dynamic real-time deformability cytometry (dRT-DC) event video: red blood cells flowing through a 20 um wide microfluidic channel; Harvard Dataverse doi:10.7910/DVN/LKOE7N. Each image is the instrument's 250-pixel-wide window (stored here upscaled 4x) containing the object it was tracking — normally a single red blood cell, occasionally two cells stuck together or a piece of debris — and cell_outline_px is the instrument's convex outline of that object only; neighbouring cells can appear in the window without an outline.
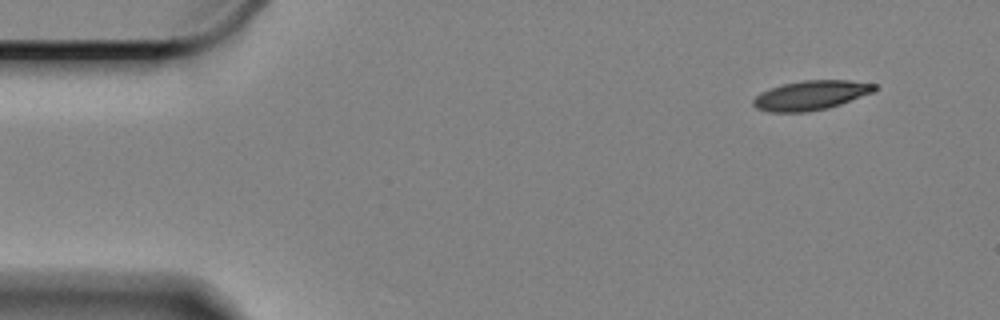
{"species": "Egyptian fruit bat (a non-hibernating species)", "species_latin": "Rousettus aegyptiacus", "temperature_condition": "cold", "stored_images_in_passage": 56, "camera_frame_rate_fps": 3000, "um_per_image_px": 0.085, "animal": {"sex": "female"}, "frame": {"image": 1, "passage_image": 1, "time_ms": 0.0, "image_size_px": [1000, 320], "cell_outline_px": [[876, 92], [828, 108], [804, 112], [768, 112], [756, 108], [752, 104], [752, 100], [760, 92], [784, 84], [804, 80], [848, 80], [876, 84]], "centroid_in_image_um": [68.94, 8.1], "position_along_channel_um": 16.1, "area_um2": 20.81}}
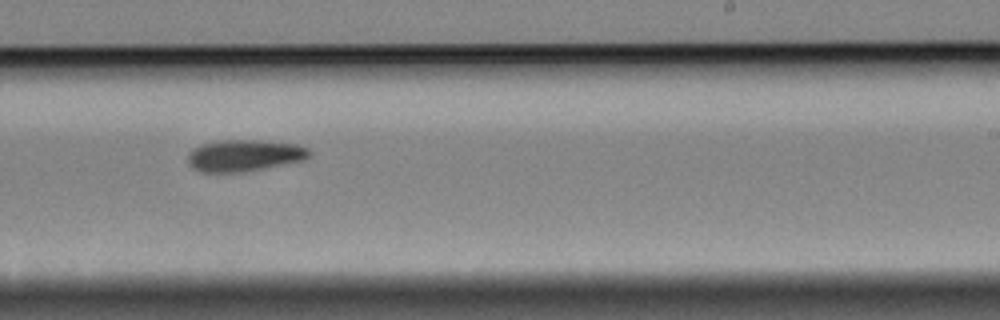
{"frame": {"image": 2, "passage_image": 32, "time_ms": 10.333, "image_size_px": [1000, 320], "cell_outline_px": [[312, 156], [304, 160], [244, 172], [200, 172], [192, 168], [188, 164], [188, 152], [192, 148], [200, 144], [216, 140], [256, 140], [296, 144], [308, 148], [312, 152]], "centroid_in_image_um": [20.74, 13.21], "position_along_channel_um": 268.3, "area_um2": 22.72}}
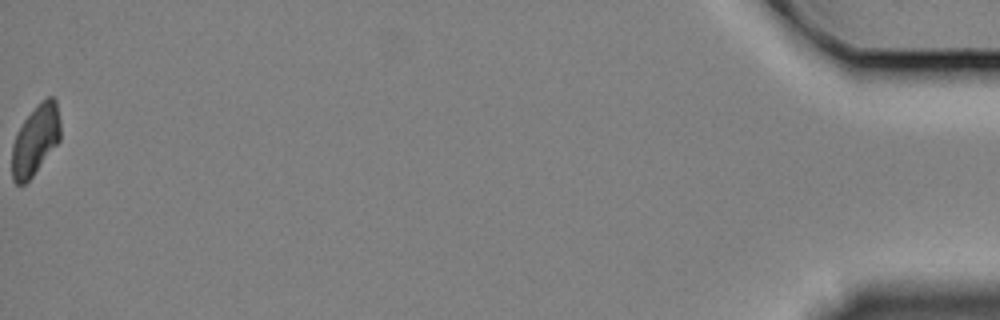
{"frame": {"image": 3, "passage_image": 56, "time_ms": 18.333, "image_size_px": [1000, 320], "cell_outline_px": [[60, 140], [32, 176], [24, 184], [16, 184], [12, 180], [12, 144], [24, 120], [36, 104], [48, 96], [52, 96], [56, 100], [60, 116]], "centroid_in_image_um": [3.02, 11.87], "position_along_channel_um": 432.2, "area_um2": 19.71}, "authors_computed_cell_mechanics": {"area_um2": 21.6172, "velocity_mm_per_s": 3.31, "shape_relaxation_time_tau1_ms": 3.5966, "shape_relaxation_time_tau2_ms": null, "deformation_change_tau1": 0.1206, "deformation_change_tau2": null}}